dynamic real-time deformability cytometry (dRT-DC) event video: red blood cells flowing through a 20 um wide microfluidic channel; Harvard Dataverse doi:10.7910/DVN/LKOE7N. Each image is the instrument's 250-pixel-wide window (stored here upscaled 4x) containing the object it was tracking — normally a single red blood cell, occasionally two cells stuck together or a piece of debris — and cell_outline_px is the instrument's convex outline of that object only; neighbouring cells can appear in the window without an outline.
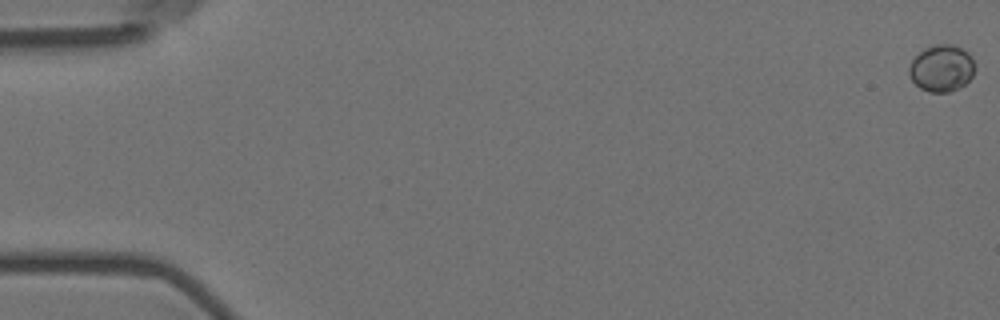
{"species": "Egyptian fruit bat (a non-hibernating species)", "species_latin": "Rousettus aegyptiacus", "temperature_condition": "room temperature", "stored_images_in_passage": 9, "camera_frame_rate_fps": 3000, "um_per_image_px": 0.085, "animal": {"sex": "female"}, "frame": {"image": 1, "passage_image": 1, "time_ms": 0.0, "image_size_px": [1000, 320], "cell_outline_px": [[976, 68], [972, 76], [964, 84], [948, 92], [928, 92], [920, 88], [912, 80], [908, 72], [908, 68], [912, 60], [924, 48], [936, 44], [952, 44], [968, 52], [972, 56]], "centroid_in_image_um": [80.04, 5.79], "position_along_channel_um": 5.0, "area_um2": 17.92}}